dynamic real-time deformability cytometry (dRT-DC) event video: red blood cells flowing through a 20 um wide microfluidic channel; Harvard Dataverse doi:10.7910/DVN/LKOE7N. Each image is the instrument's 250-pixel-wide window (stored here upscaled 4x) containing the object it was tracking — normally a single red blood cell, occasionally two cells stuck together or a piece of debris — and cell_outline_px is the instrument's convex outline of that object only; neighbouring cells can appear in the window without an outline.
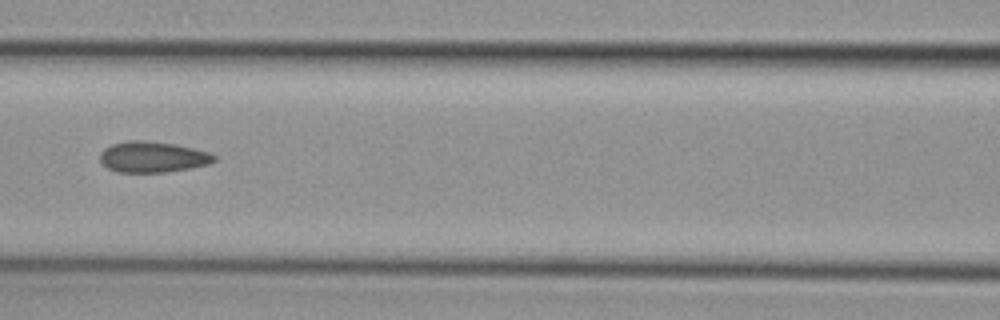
{"species": "common noctule bat (a hibernating species)", "species_latin": "Nyctalus noctula", "temperature_condition": "cold", "stored_images_in_passage": 7, "camera_frame_rate_fps": 3000, "um_per_image_px": 0.085, "animal": {"sex": "female", "body_mass_g": 29.2, "forearm_length_mm": 56.3}, "frame": {"image": 1, "passage_image": 7, "time_ms": 2.0, "image_size_px": [1000, 320], "cell_outline_px": [[216, 160], [208, 164], [192, 168], [164, 172], [116, 172], [108, 168], [100, 160], [100, 152], [104, 148], [112, 144], [128, 140], [144, 140], [176, 144], [208, 152], [216, 156]], "centroid_in_image_um": [12.97, 13.34], "position_along_channel_um": 153.6, "area_um2": 20.58}}